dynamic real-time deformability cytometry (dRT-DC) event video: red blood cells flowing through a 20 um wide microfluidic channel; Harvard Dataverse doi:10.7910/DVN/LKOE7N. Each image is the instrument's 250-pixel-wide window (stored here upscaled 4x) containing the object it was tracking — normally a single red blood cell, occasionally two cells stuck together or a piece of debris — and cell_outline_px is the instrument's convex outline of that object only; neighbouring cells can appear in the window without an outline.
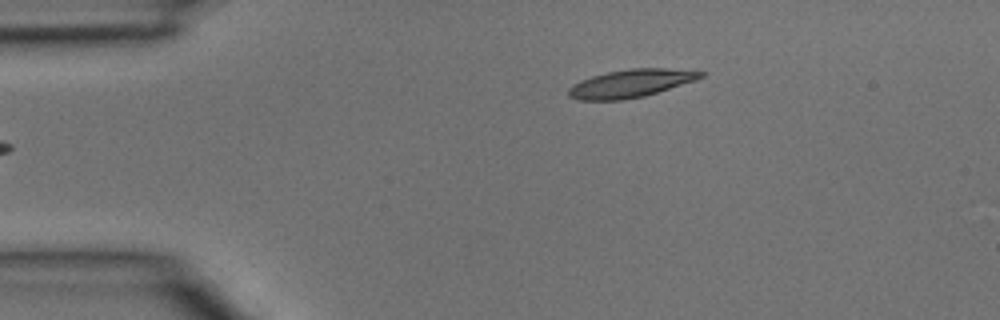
{"species": "common noctule bat (a hibernating species)", "species_latin": "Nyctalus noctula", "temperature_condition": "room temperature", "stored_images_in_passage": 3, "camera_frame_rate_fps": 3000, "um_per_image_px": 0.085, "animal": {"sex": "male", "body_mass_g": 15.6}, "frame": {"image": 1, "passage_image": 3, "time_ms": 0.667, "image_size_px": [1000, 320], "cell_outline_px": [[704, 76], [696, 80], [644, 96], [620, 100], [580, 100], [568, 96], [568, 88], [572, 84], [580, 80], [592, 76], [608, 72], [628, 68], [664, 68], [704, 72]], "centroid_in_image_um": [53.57, 7.09], "position_along_channel_um": 31.4, "area_um2": 21.39}}